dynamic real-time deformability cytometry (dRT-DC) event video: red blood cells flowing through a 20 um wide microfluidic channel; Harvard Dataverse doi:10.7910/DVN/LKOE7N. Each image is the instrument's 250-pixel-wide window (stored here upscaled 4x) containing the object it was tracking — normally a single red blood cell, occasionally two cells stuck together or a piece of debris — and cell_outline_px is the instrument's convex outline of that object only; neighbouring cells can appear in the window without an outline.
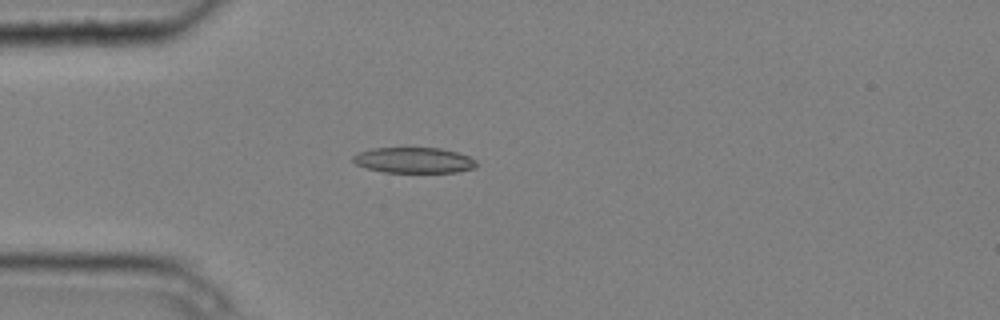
{"species": "common noctule bat (a hibernating species)", "species_latin": "Nyctalus noctula", "temperature_condition": "cold", "stored_images_in_passage": 3, "camera_frame_rate_fps": 3000, "um_per_image_px": 0.085, "animal": {"sex": "male", "body_mass_g": 20.4}, "frame": {"image": 1, "passage_image": 2, "time_ms": 0.333, "image_size_px": [1000, 320], "cell_outline_px": [[476, 168], [456, 172], [384, 172], [368, 168], [356, 164], [352, 160], [352, 156], [360, 152], [372, 148], [440, 148], [456, 152], [468, 156], [476, 160]], "centroid_in_image_um": [35.19, 13.62], "position_along_channel_um": 49.8, "area_um2": 18.32}}